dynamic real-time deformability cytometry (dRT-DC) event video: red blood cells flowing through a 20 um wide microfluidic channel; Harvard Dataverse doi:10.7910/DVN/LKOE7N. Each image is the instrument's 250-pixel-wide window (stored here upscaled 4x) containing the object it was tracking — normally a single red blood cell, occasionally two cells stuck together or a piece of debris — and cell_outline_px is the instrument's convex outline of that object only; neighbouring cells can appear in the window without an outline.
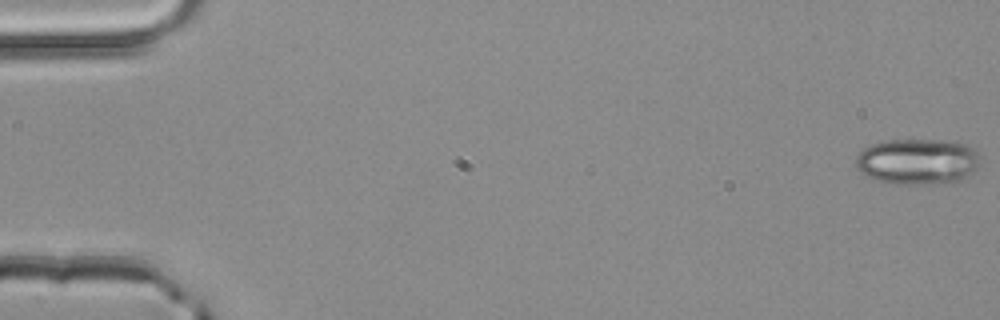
{"species": "common noctule bat (a hibernating species)", "species_latin": "Nyctalus noctula", "temperature_condition": "room temperature", "stored_images_in_passage": 4, "camera_frame_rate_fps": 3000, "um_per_image_px": 0.085, "animal": {"sex": "male", "body_mass_g": 20.4}, "frame": {"image": 1, "passage_image": 1, "time_ms": 0.0, "image_size_px": [1000, 320], "cell_outline_px": [[980, 160], [976, 168], [964, 180], [952, 184], [888, 184], [876, 180], [860, 172], [856, 168], [856, 156], [864, 148], [872, 144], [884, 140], [936, 140], [964, 144], [976, 148], [980, 152]], "centroid_in_image_um": [78.02, 13.75], "position_along_channel_um": 7.0, "area_um2": 33.87}}